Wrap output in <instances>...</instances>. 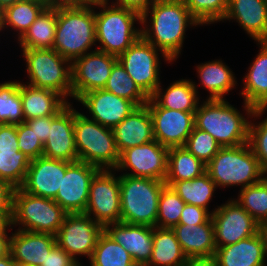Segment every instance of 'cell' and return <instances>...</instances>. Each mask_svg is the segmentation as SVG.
Masks as SVG:
<instances>
[{
	"instance_id": "obj_1",
	"label": "cell",
	"mask_w": 267,
	"mask_h": 266,
	"mask_svg": "<svg viewBox=\"0 0 267 266\" xmlns=\"http://www.w3.org/2000/svg\"><path fill=\"white\" fill-rule=\"evenodd\" d=\"M141 20V36L173 62L181 54L186 28L200 26L183 0L154 2Z\"/></svg>"
},
{
	"instance_id": "obj_2",
	"label": "cell",
	"mask_w": 267,
	"mask_h": 266,
	"mask_svg": "<svg viewBox=\"0 0 267 266\" xmlns=\"http://www.w3.org/2000/svg\"><path fill=\"white\" fill-rule=\"evenodd\" d=\"M195 111V127L208 132L221 147H235L249 142L248 118H261L267 107H253L244 102L245 115L226 99L203 100ZM248 119V120H247Z\"/></svg>"
},
{
	"instance_id": "obj_3",
	"label": "cell",
	"mask_w": 267,
	"mask_h": 266,
	"mask_svg": "<svg viewBox=\"0 0 267 266\" xmlns=\"http://www.w3.org/2000/svg\"><path fill=\"white\" fill-rule=\"evenodd\" d=\"M96 43L95 4H57L53 48L71 62Z\"/></svg>"
},
{
	"instance_id": "obj_4",
	"label": "cell",
	"mask_w": 267,
	"mask_h": 266,
	"mask_svg": "<svg viewBox=\"0 0 267 266\" xmlns=\"http://www.w3.org/2000/svg\"><path fill=\"white\" fill-rule=\"evenodd\" d=\"M109 0L95 4L101 9L95 12L97 50L119 56L141 37V28H135V22L141 24V15L130 9L110 5Z\"/></svg>"
},
{
	"instance_id": "obj_5",
	"label": "cell",
	"mask_w": 267,
	"mask_h": 266,
	"mask_svg": "<svg viewBox=\"0 0 267 266\" xmlns=\"http://www.w3.org/2000/svg\"><path fill=\"white\" fill-rule=\"evenodd\" d=\"M206 172L217 188L240 186L242 189L267 176L249 143L222 147L206 165Z\"/></svg>"
},
{
	"instance_id": "obj_6",
	"label": "cell",
	"mask_w": 267,
	"mask_h": 266,
	"mask_svg": "<svg viewBox=\"0 0 267 266\" xmlns=\"http://www.w3.org/2000/svg\"><path fill=\"white\" fill-rule=\"evenodd\" d=\"M74 137L78 161L100 170H115L120 159L113 130L74 109Z\"/></svg>"
},
{
	"instance_id": "obj_7",
	"label": "cell",
	"mask_w": 267,
	"mask_h": 266,
	"mask_svg": "<svg viewBox=\"0 0 267 266\" xmlns=\"http://www.w3.org/2000/svg\"><path fill=\"white\" fill-rule=\"evenodd\" d=\"M121 222L157 227L162 180L119 175Z\"/></svg>"
},
{
	"instance_id": "obj_8",
	"label": "cell",
	"mask_w": 267,
	"mask_h": 266,
	"mask_svg": "<svg viewBox=\"0 0 267 266\" xmlns=\"http://www.w3.org/2000/svg\"><path fill=\"white\" fill-rule=\"evenodd\" d=\"M26 63L28 85L49 89L67 102L72 97L71 61L54 49H21Z\"/></svg>"
},
{
	"instance_id": "obj_9",
	"label": "cell",
	"mask_w": 267,
	"mask_h": 266,
	"mask_svg": "<svg viewBox=\"0 0 267 266\" xmlns=\"http://www.w3.org/2000/svg\"><path fill=\"white\" fill-rule=\"evenodd\" d=\"M67 214L51 198L14 190L11 226L19 225L18 230L56 235Z\"/></svg>"
},
{
	"instance_id": "obj_10",
	"label": "cell",
	"mask_w": 267,
	"mask_h": 266,
	"mask_svg": "<svg viewBox=\"0 0 267 266\" xmlns=\"http://www.w3.org/2000/svg\"><path fill=\"white\" fill-rule=\"evenodd\" d=\"M159 56L164 57L165 62L172 63L164 53L141 36L117 57L129 76L148 97H151L161 84Z\"/></svg>"
},
{
	"instance_id": "obj_11",
	"label": "cell",
	"mask_w": 267,
	"mask_h": 266,
	"mask_svg": "<svg viewBox=\"0 0 267 266\" xmlns=\"http://www.w3.org/2000/svg\"><path fill=\"white\" fill-rule=\"evenodd\" d=\"M114 172L115 170H100L90 184L84 214L102 226L121 222L120 180Z\"/></svg>"
},
{
	"instance_id": "obj_12",
	"label": "cell",
	"mask_w": 267,
	"mask_h": 266,
	"mask_svg": "<svg viewBox=\"0 0 267 266\" xmlns=\"http://www.w3.org/2000/svg\"><path fill=\"white\" fill-rule=\"evenodd\" d=\"M104 226L84 213L67 214L58 230L56 243L79 262L78 256L91 258Z\"/></svg>"
},
{
	"instance_id": "obj_13",
	"label": "cell",
	"mask_w": 267,
	"mask_h": 266,
	"mask_svg": "<svg viewBox=\"0 0 267 266\" xmlns=\"http://www.w3.org/2000/svg\"><path fill=\"white\" fill-rule=\"evenodd\" d=\"M117 56L97 49L71 62L72 98L76 101L85 93L104 89Z\"/></svg>"
},
{
	"instance_id": "obj_14",
	"label": "cell",
	"mask_w": 267,
	"mask_h": 266,
	"mask_svg": "<svg viewBox=\"0 0 267 266\" xmlns=\"http://www.w3.org/2000/svg\"><path fill=\"white\" fill-rule=\"evenodd\" d=\"M169 148L156 140L124 150L120 154L115 171L132 177L151 178L164 181L167 175ZM123 170V171H122Z\"/></svg>"
},
{
	"instance_id": "obj_15",
	"label": "cell",
	"mask_w": 267,
	"mask_h": 266,
	"mask_svg": "<svg viewBox=\"0 0 267 266\" xmlns=\"http://www.w3.org/2000/svg\"><path fill=\"white\" fill-rule=\"evenodd\" d=\"M216 248L235 244L258 233V222L235 200H227L212 213Z\"/></svg>"
},
{
	"instance_id": "obj_16",
	"label": "cell",
	"mask_w": 267,
	"mask_h": 266,
	"mask_svg": "<svg viewBox=\"0 0 267 266\" xmlns=\"http://www.w3.org/2000/svg\"><path fill=\"white\" fill-rule=\"evenodd\" d=\"M154 139L167 148L184 147L195 124V112L160 107L151 97L148 102Z\"/></svg>"
},
{
	"instance_id": "obj_17",
	"label": "cell",
	"mask_w": 267,
	"mask_h": 266,
	"mask_svg": "<svg viewBox=\"0 0 267 266\" xmlns=\"http://www.w3.org/2000/svg\"><path fill=\"white\" fill-rule=\"evenodd\" d=\"M99 171V168L85 162H71L66 167L61 188L53 200L68 214L84 213L91 181Z\"/></svg>"
},
{
	"instance_id": "obj_18",
	"label": "cell",
	"mask_w": 267,
	"mask_h": 266,
	"mask_svg": "<svg viewBox=\"0 0 267 266\" xmlns=\"http://www.w3.org/2000/svg\"><path fill=\"white\" fill-rule=\"evenodd\" d=\"M70 163L44 156L32 159L24 182L19 188L35 196L54 199L61 188L66 167Z\"/></svg>"
},
{
	"instance_id": "obj_19",
	"label": "cell",
	"mask_w": 267,
	"mask_h": 266,
	"mask_svg": "<svg viewBox=\"0 0 267 266\" xmlns=\"http://www.w3.org/2000/svg\"><path fill=\"white\" fill-rule=\"evenodd\" d=\"M89 114L88 119L104 127L113 129L123 121L137 106L130 100L105 90L96 89L83 94L78 100Z\"/></svg>"
},
{
	"instance_id": "obj_20",
	"label": "cell",
	"mask_w": 267,
	"mask_h": 266,
	"mask_svg": "<svg viewBox=\"0 0 267 266\" xmlns=\"http://www.w3.org/2000/svg\"><path fill=\"white\" fill-rule=\"evenodd\" d=\"M171 229L192 264L202 266L213 260L216 245L212 217L204 224L175 225Z\"/></svg>"
},
{
	"instance_id": "obj_21",
	"label": "cell",
	"mask_w": 267,
	"mask_h": 266,
	"mask_svg": "<svg viewBox=\"0 0 267 266\" xmlns=\"http://www.w3.org/2000/svg\"><path fill=\"white\" fill-rule=\"evenodd\" d=\"M43 156L68 162L78 161L74 137V107L70 102L51 120Z\"/></svg>"
},
{
	"instance_id": "obj_22",
	"label": "cell",
	"mask_w": 267,
	"mask_h": 266,
	"mask_svg": "<svg viewBox=\"0 0 267 266\" xmlns=\"http://www.w3.org/2000/svg\"><path fill=\"white\" fill-rule=\"evenodd\" d=\"M30 159L19 151L17 125L0 124V179L19 188L25 179Z\"/></svg>"
},
{
	"instance_id": "obj_23",
	"label": "cell",
	"mask_w": 267,
	"mask_h": 266,
	"mask_svg": "<svg viewBox=\"0 0 267 266\" xmlns=\"http://www.w3.org/2000/svg\"><path fill=\"white\" fill-rule=\"evenodd\" d=\"M10 235L9 253L14 262L21 266H41L57 244L56 236L48 233L15 230Z\"/></svg>"
},
{
	"instance_id": "obj_24",
	"label": "cell",
	"mask_w": 267,
	"mask_h": 266,
	"mask_svg": "<svg viewBox=\"0 0 267 266\" xmlns=\"http://www.w3.org/2000/svg\"><path fill=\"white\" fill-rule=\"evenodd\" d=\"M104 231L120 244L134 261L149 262L153 250V227L115 222L105 225Z\"/></svg>"
},
{
	"instance_id": "obj_25",
	"label": "cell",
	"mask_w": 267,
	"mask_h": 266,
	"mask_svg": "<svg viewBox=\"0 0 267 266\" xmlns=\"http://www.w3.org/2000/svg\"><path fill=\"white\" fill-rule=\"evenodd\" d=\"M224 20H235L256 42L267 41V0H229Z\"/></svg>"
},
{
	"instance_id": "obj_26",
	"label": "cell",
	"mask_w": 267,
	"mask_h": 266,
	"mask_svg": "<svg viewBox=\"0 0 267 266\" xmlns=\"http://www.w3.org/2000/svg\"><path fill=\"white\" fill-rule=\"evenodd\" d=\"M112 130L120 154L128 148L155 140L152 117L147 105L135 108Z\"/></svg>"
},
{
	"instance_id": "obj_27",
	"label": "cell",
	"mask_w": 267,
	"mask_h": 266,
	"mask_svg": "<svg viewBox=\"0 0 267 266\" xmlns=\"http://www.w3.org/2000/svg\"><path fill=\"white\" fill-rule=\"evenodd\" d=\"M266 254L258 233L235 244L216 248L213 266H266Z\"/></svg>"
},
{
	"instance_id": "obj_28",
	"label": "cell",
	"mask_w": 267,
	"mask_h": 266,
	"mask_svg": "<svg viewBox=\"0 0 267 266\" xmlns=\"http://www.w3.org/2000/svg\"><path fill=\"white\" fill-rule=\"evenodd\" d=\"M20 95L25 121L57 115L69 103L53 90L35 88L21 81Z\"/></svg>"
},
{
	"instance_id": "obj_29",
	"label": "cell",
	"mask_w": 267,
	"mask_h": 266,
	"mask_svg": "<svg viewBox=\"0 0 267 266\" xmlns=\"http://www.w3.org/2000/svg\"><path fill=\"white\" fill-rule=\"evenodd\" d=\"M259 53L244 76L241 96L255 107H267V41L257 42Z\"/></svg>"
},
{
	"instance_id": "obj_30",
	"label": "cell",
	"mask_w": 267,
	"mask_h": 266,
	"mask_svg": "<svg viewBox=\"0 0 267 266\" xmlns=\"http://www.w3.org/2000/svg\"><path fill=\"white\" fill-rule=\"evenodd\" d=\"M197 87L190 79H179L171 83L165 91L160 84L151 98L166 109L195 112L200 104Z\"/></svg>"
},
{
	"instance_id": "obj_31",
	"label": "cell",
	"mask_w": 267,
	"mask_h": 266,
	"mask_svg": "<svg viewBox=\"0 0 267 266\" xmlns=\"http://www.w3.org/2000/svg\"><path fill=\"white\" fill-rule=\"evenodd\" d=\"M201 87L209 92L207 99H225L237 85L234 72L221 59L196 66Z\"/></svg>"
},
{
	"instance_id": "obj_32",
	"label": "cell",
	"mask_w": 267,
	"mask_h": 266,
	"mask_svg": "<svg viewBox=\"0 0 267 266\" xmlns=\"http://www.w3.org/2000/svg\"><path fill=\"white\" fill-rule=\"evenodd\" d=\"M149 266H191L171 228L153 227V250Z\"/></svg>"
},
{
	"instance_id": "obj_33",
	"label": "cell",
	"mask_w": 267,
	"mask_h": 266,
	"mask_svg": "<svg viewBox=\"0 0 267 266\" xmlns=\"http://www.w3.org/2000/svg\"><path fill=\"white\" fill-rule=\"evenodd\" d=\"M57 25V4L50 3L18 39L22 49H52Z\"/></svg>"
},
{
	"instance_id": "obj_34",
	"label": "cell",
	"mask_w": 267,
	"mask_h": 266,
	"mask_svg": "<svg viewBox=\"0 0 267 266\" xmlns=\"http://www.w3.org/2000/svg\"><path fill=\"white\" fill-rule=\"evenodd\" d=\"M50 3L51 0H21L7 7L0 13V32L11 27L20 39Z\"/></svg>"
},
{
	"instance_id": "obj_35",
	"label": "cell",
	"mask_w": 267,
	"mask_h": 266,
	"mask_svg": "<svg viewBox=\"0 0 267 266\" xmlns=\"http://www.w3.org/2000/svg\"><path fill=\"white\" fill-rule=\"evenodd\" d=\"M206 172V165L191 154L185 147H172L168 151L167 186L176 181L192 180Z\"/></svg>"
},
{
	"instance_id": "obj_36",
	"label": "cell",
	"mask_w": 267,
	"mask_h": 266,
	"mask_svg": "<svg viewBox=\"0 0 267 266\" xmlns=\"http://www.w3.org/2000/svg\"><path fill=\"white\" fill-rule=\"evenodd\" d=\"M171 188L186 204L209 210V202H211L217 187L210 175L205 172L192 180L176 181Z\"/></svg>"
},
{
	"instance_id": "obj_37",
	"label": "cell",
	"mask_w": 267,
	"mask_h": 266,
	"mask_svg": "<svg viewBox=\"0 0 267 266\" xmlns=\"http://www.w3.org/2000/svg\"><path fill=\"white\" fill-rule=\"evenodd\" d=\"M104 89L132 101L137 107L146 105L149 100L119 61L112 67Z\"/></svg>"
},
{
	"instance_id": "obj_38",
	"label": "cell",
	"mask_w": 267,
	"mask_h": 266,
	"mask_svg": "<svg viewBox=\"0 0 267 266\" xmlns=\"http://www.w3.org/2000/svg\"><path fill=\"white\" fill-rule=\"evenodd\" d=\"M89 260L90 266H127L133 258L103 231Z\"/></svg>"
},
{
	"instance_id": "obj_39",
	"label": "cell",
	"mask_w": 267,
	"mask_h": 266,
	"mask_svg": "<svg viewBox=\"0 0 267 266\" xmlns=\"http://www.w3.org/2000/svg\"><path fill=\"white\" fill-rule=\"evenodd\" d=\"M25 122L20 81L0 83V124L18 125Z\"/></svg>"
},
{
	"instance_id": "obj_40",
	"label": "cell",
	"mask_w": 267,
	"mask_h": 266,
	"mask_svg": "<svg viewBox=\"0 0 267 266\" xmlns=\"http://www.w3.org/2000/svg\"><path fill=\"white\" fill-rule=\"evenodd\" d=\"M233 199L258 223L267 220V176L260 182L239 190Z\"/></svg>"
},
{
	"instance_id": "obj_41",
	"label": "cell",
	"mask_w": 267,
	"mask_h": 266,
	"mask_svg": "<svg viewBox=\"0 0 267 266\" xmlns=\"http://www.w3.org/2000/svg\"><path fill=\"white\" fill-rule=\"evenodd\" d=\"M185 204L170 186L165 185L159 197L157 227L172 228L179 224Z\"/></svg>"
},
{
	"instance_id": "obj_42",
	"label": "cell",
	"mask_w": 267,
	"mask_h": 266,
	"mask_svg": "<svg viewBox=\"0 0 267 266\" xmlns=\"http://www.w3.org/2000/svg\"><path fill=\"white\" fill-rule=\"evenodd\" d=\"M191 16L202 25L223 21L229 0H183Z\"/></svg>"
},
{
	"instance_id": "obj_43",
	"label": "cell",
	"mask_w": 267,
	"mask_h": 266,
	"mask_svg": "<svg viewBox=\"0 0 267 266\" xmlns=\"http://www.w3.org/2000/svg\"><path fill=\"white\" fill-rule=\"evenodd\" d=\"M184 147L205 165L222 148L213 136L195 126Z\"/></svg>"
},
{
	"instance_id": "obj_44",
	"label": "cell",
	"mask_w": 267,
	"mask_h": 266,
	"mask_svg": "<svg viewBox=\"0 0 267 266\" xmlns=\"http://www.w3.org/2000/svg\"><path fill=\"white\" fill-rule=\"evenodd\" d=\"M262 169L267 173V117L260 122L250 120L249 142Z\"/></svg>"
},
{
	"instance_id": "obj_45",
	"label": "cell",
	"mask_w": 267,
	"mask_h": 266,
	"mask_svg": "<svg viewBox=\"0 0 267 266\" xmlns=\"http://www.w3.org/2000/svg\"><path fill=\"white\" fill-rule=\"evenodd\" d=\"M17 138L19 151L30 160L43 156L44 144L25 122L17 125Z\"/></svg>"
},
{
	"instance_id": "obj_46",
	"label": "cell",
	"mask_w": 267,
	"mask_h": 266,
	"mask_svg": "<svg viewBox=\"0 0 267 266\" xmlns=\"http://www.w3.org/2000/svg\"><path fill=\"white\" fill-rule=\"evenodd\" d=\"M212 211H208L202 207L185 204L177 225H199L206 223L212 217Z\"/></svg>"
},
{
	"instance_id": "obj_47",
	"label": "cell",
	"mask_w": 267,
	"mask_h": 266,
	"mask_svg": "<svg viewBox=\"0 0 267 266\" xmlns=\"http://www.w3.org/2000/svg\"><path fill=\"white\" fill-rule=\"evenodd\" d=\"M81 261H76L63 248L57 244L50 250V253L45 259V263L41 266H79Z\"/></svg>"
},
{
	"instance_id": "obj_48",
	"label": "cell",
	"mask_w": 267,
	"mask_h": 266,
	"mask_svg": "<svg viewBox=\"0 0 267 266\" xmlns=\"http://www.w3.org/2000/svg\"><path fill=\"white\" fill-rule=\"evenodd\" d=\"M15 188L0 179V215H13V194Z\"/></svg>"
},
{
	"instance_id": "obj_49",
	"label": "cell",
	"mask_w": 267,
	"mask_h": 266,
	"mask_svg": "<svg viewBox=\"0 0 267 266\" xmlns=\"http://www.w3.org/2000/svg\"><path fill=\"white\" fill-rule=\"evenodd\" d=\"M56 115L39 117L36 119H28L25 123L34 131L36 136L44 144L49 136V124Z\"/></svg>"
},
{
	"instance_id": "obj_50",
	"label": "cell",
	"mask_w": 267,
	"mask_h": 266,
	"mask_svg": "<svg viewBox=\"0 0 267 266\" xmlns=\"http://www.w3.org/2000/svg\"><path fill=\"white\" fill-rule=\"evenodd\" d=\"M113 5L124 7L142 15L153 3L154 0H115Z\"/></svg>"
},
{
	"instance_id": "obj_51",
	"label": "cell",
	"mask_w": 267,
	"mask_h": 266,
	"mask_svg": "<svg viewBox=\"0 0 267 266\" xmlns=\"http://www.w3.org/2000/svg\"><path fill=\"white\" fill-rule=\"evenodd\" d=\"M7 230H13L11 223L0 233V258L9 254L11 235Z\"/></svg>"
},
{
	"instance_id": "obj_52",
	"label": "cell",
	"mask_w": 267,
	"mask_h": 266,
	"mask_svg": "<svg viewBox=\"0 0 267 266\" xmlns=\"http://www.w3.org/2000/svg\"><path fill=\"white\" fill-rule=\"evenodd\" d=\"M258 234L262 239L264 251L267 257V220L258 224Z\"/></svg>"
},
{
	"instance_id": "obj_53",
	"label": "cell",
	"mask_w": 267,
	"mask_h": 266,
	"mask_svg": "<svg viewBox=\"0 0 267 266\" xmlns=\"http://www.w3.org/2000/svg\"><path fill=\"white\" fill-rule=\"evenodd\" d=\"M102 0H51L55 4H96Z\"/></svg>"
},
{
	"instance_id": "obj_54",
	"label": "cell",
	"mask_w": 267,
	"mask_h": 266,
	"mask_svg": "<svg viewBox=\"0 0 267 266\" xmlns=\"http://www.w3.org/2000/svg\"><path fill=\"white\" fill-rule=\"evenodd\" d=\"M13 215H0V233L11 223Z\"/></svg>"
},
{
	"instance_id": "obj_55",
	"label": "cell",
	"mask_w": 267,
	"mask_h": 266,
	"mask_svg": "<svg viewBox=\"0 0 267 266\" xmlns=\"http://www.w3.org/2000/svg\"><path fill=\"white\" fill-rule=\"evenodd\" d=\"M21 0H0V13L4 11L7 7L12 6Z\"/></svg>"
},
{
	"instance_id": "obj_56",
	"label": "cell",
	"mask_w": 267,
	"mask_h": 266,
	"mask_svg": "<svg viewBox=\"0 0 267 266\" xmlns=\"http://www.w3.org/2000/svg\"><path fill=\"white\" fill-rule=\"evenodd\" d=\"M4 266H21L18 263H15L12 259L11 254L9 253L7 256L4 257Z\"/></svg>"
},
{
	"instance_id": "obj_57",
	"label": "cell",
	"mask_w": 267,
	"mask_h": 266,
	"mask_svg": "<svg viewBox=\"0 0 267 266\" xmlns=\"http://www.w3.org/2000/svg\"><path fill=\"white\" fill-rule=\"evenodd\" d=\"M127 266H149V265L147 263H145V262H140V261H134L133 260Z\"/></svg>"
},
{
	"instance_id": "obj_58",
	"label": "cell",
	"mask_w": 267,
	"mask_h": 266,
	"mask_svg": "<svg viewBox=\"0 0 267 266\" xmlns=\"http://www.w3.org/2000/svg\"><path fill=\"white\" fill-rule=\"evenodd\" d=\"M0 266H4V257L0 258Z\"/></svg>"
},
{
	"instance_id": "obj_59",
	"label": "cell",
	"mask_w": 267,
	"mask_h": 266,
	"mask_svg": "<svg viewBox=\"0 0 267 266\" xmlns=\"http://www.w3.org/2000/svg\"><path fill=\"white\" fill-rule=\"evenodd\" d=\"M160 1H172V0H154V2H160Z\"/></svg>"
},
{
	"instance_id": "obj_60",
	"label": "cell",
	"mask_w": 267,
	"mask_h": 266,
	"mask_svg": "<svg viewBox=\"0 0 267 266\" xmlns=\"http://www.w3.org/2000/svg\"><path fill=\"white\" fill-rule=\"evenodd\" d=\"M202 266H213V265L211 263H206V264H204Z\"/></svg>"
}]
</instances>
